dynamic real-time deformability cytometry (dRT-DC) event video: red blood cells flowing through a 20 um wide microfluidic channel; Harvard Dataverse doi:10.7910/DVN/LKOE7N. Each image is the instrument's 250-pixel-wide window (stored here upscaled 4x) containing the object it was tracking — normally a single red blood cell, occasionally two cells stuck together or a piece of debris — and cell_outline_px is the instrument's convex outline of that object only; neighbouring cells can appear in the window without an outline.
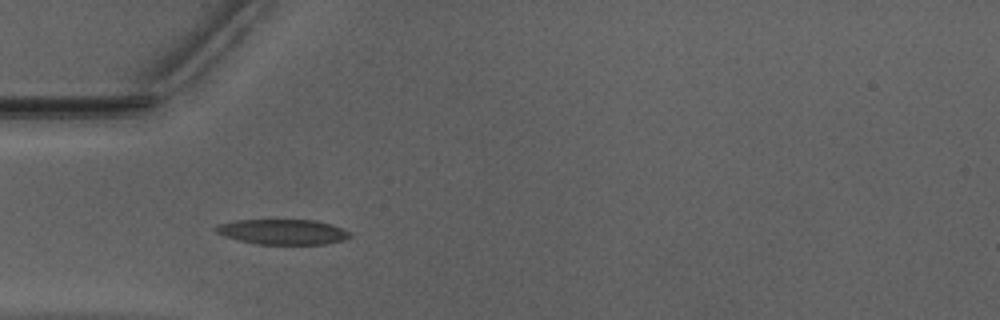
{"species": "Egyptian fruit bat (a non-hibernating species)", "species_latin": "Rousettus aegyptiacus", "temperature_condition": "warm", "stored_images_in_passage": 37, "camera_frame_rate_fps": 3000, "um_per_image_px": 0.085, "animal": {"sex": "male"}, "frame": {"image": 1, "passage_image": 1, "time_ms": 0.0, "image_size_px": [1000, 320], "cell_outline_px": [[352, 236], [344, 240], [324, 244], [256, 244], [224, 236], [216, 232], [212, 228], [220, 224], [236, 220], [316, 220], [332, 224], [352, 232]], "centroid_in_image_um": [24.07, 19.7], "position_along_channel_um": 60.9, "area_um2": 19.77}}
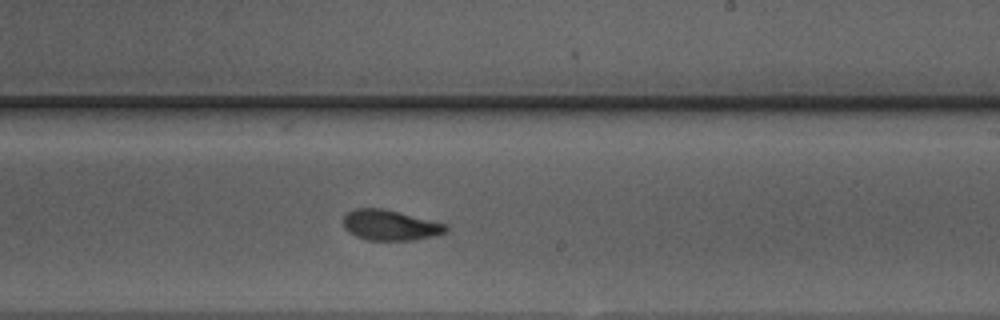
{"frame": {"image": 2, "passage_image": 16, "time_ms": 5.0, "image_size_px": [1000, 320], "cell_outline_px": [[448, 232], [436, 236], [412, 240], [368, 240], [356, 236], [348, 232], [344, 228], [344, 216], [352, 208], [380, 208], [448, 224]], "centroid_in_image_um": [33.18, 19.15], "position_along_channel_um": 255.8, "area_um2": 18.21}}
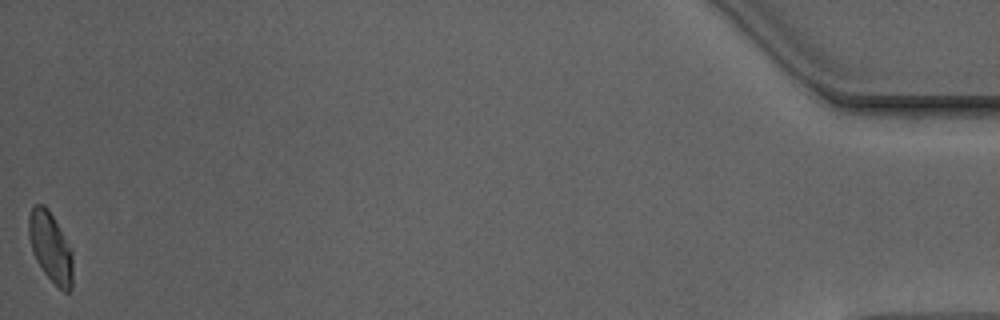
{"frame": {"image": 3, "passage_image": 37, "time_ms": 12.0, "image_size_px": [1000, 320], "cell_outline_px": [[72, 288], [68, 292], [64, 292], [44, 272], [36, 260], [32, 252], [28, 232], [28, 216], [32, 204], [44, 204], [48, 208], [72, 248]], "centroid_in_image_um": [4.28, 20.96], "position_along_channel_um": 430.9, "area_um2": 18.09}, "authors_computed_cell_mechanics": {"area_um2": 18.3804, "velocity_mm_per_s": 3.9465, "shape_relaxation_time_tau1_ms": 6.9831, "shape_relaxation_time_tau2_ms": 2.036, "deformation_change_tau1": 0.1781, "deformation_change_tau2": 0.0742}}